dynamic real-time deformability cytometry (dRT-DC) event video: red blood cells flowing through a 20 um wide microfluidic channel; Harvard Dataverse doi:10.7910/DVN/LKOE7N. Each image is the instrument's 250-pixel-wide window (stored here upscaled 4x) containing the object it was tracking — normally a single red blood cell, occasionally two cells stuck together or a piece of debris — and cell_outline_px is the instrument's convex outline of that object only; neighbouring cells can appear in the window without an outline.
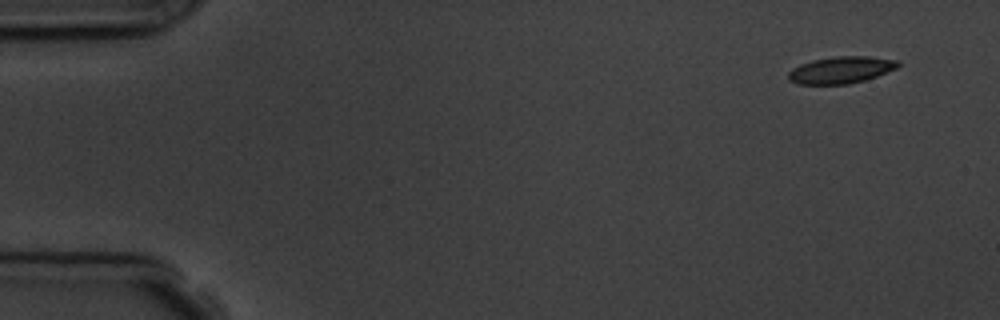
{"species": "common noctule bat (a hibernating species)", "species_latin": "Nyctalus noctula", "temperature_condition": "room temperature", "stored_images_in_passage": 8, "camera_frame_rate_fps": 3000, "um_per_image_px": 0.085, "animal": {"sex": "male", "body_mass_g": 19.5, "forearm_length_mm": 54.6}, "frame": {"image": 1, "passage_image": 1, "time_ms": 0.0, "image_size_px": [1000, 320], "cell_outline_px": [[900, 64], [896, 68], [876, 76], [864, 80], [848, 84], [796, 84], [788, 80], [788, 72], [792, 68], [800, 64], [812, 60], [836, 56], [868, 56], [896, 60]], "centroid_in_image_um": [71.43, 5.94], "position_along_channel_um": 13.6, "area_um2": 17.11}}
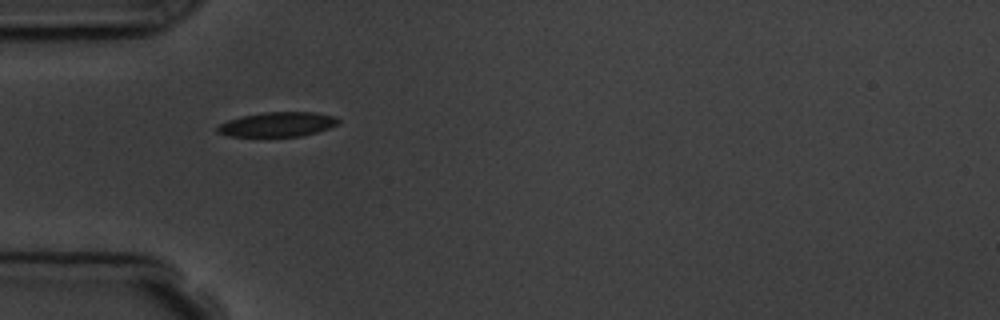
{"frame": {"image": 2, "passage_image": 4, "time_ms": 4.333, "image_size_px": [1000, 320], "cell_outline_px": [[340, 120], [336, 124], [328, 128], [304, 136], [228, 136], [216, 132], [216, 128], [220, 124], [228, 120], [240, 116], [264, 112], [316, 112], [336, 116]], "centroid_in_image_um": [23.58, 10.56], "position_along_channel_um": 61.4, "area_um2": 17.34}}